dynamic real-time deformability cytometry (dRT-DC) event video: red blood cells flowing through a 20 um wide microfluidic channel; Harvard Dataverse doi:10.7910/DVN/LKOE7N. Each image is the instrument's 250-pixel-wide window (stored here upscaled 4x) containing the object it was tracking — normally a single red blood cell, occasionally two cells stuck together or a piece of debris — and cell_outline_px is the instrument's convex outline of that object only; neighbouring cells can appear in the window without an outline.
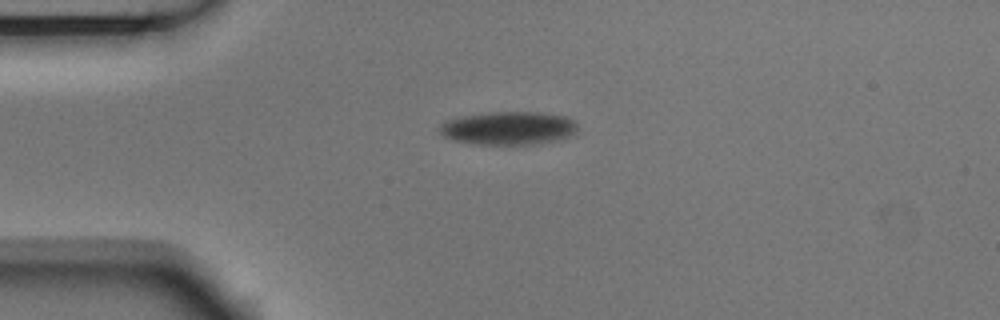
{"species": "Egyptian fruit bat (a non-hibernating species)", "species_latin": "Rousettus aegyptiacus", "temperature_condition": "room temperature", "stored_images_in_passage": 1, "camera_frame_rate_fps": 3000, "um_per_image_px": 0.085, "animal": {"sex": "male"}, "frame": {"image": 1, "passage_image": 1, "time_ms": 0.0, "image_size_px": [1000, 320], "cell_outline_px": [[576, 136], [564, 140], [540, 144], [476, 144], [456, 140], [444, 136], [440, 132], [440, 124], [448, 120], [464, 116], [496, 112], [540, 112], [564, 116], [572, 120], [576, 124]], "centroid_in_image_um": [43.33, 10.91], "position_along_channel_um": 41.7, "area_um2": 26.76}}